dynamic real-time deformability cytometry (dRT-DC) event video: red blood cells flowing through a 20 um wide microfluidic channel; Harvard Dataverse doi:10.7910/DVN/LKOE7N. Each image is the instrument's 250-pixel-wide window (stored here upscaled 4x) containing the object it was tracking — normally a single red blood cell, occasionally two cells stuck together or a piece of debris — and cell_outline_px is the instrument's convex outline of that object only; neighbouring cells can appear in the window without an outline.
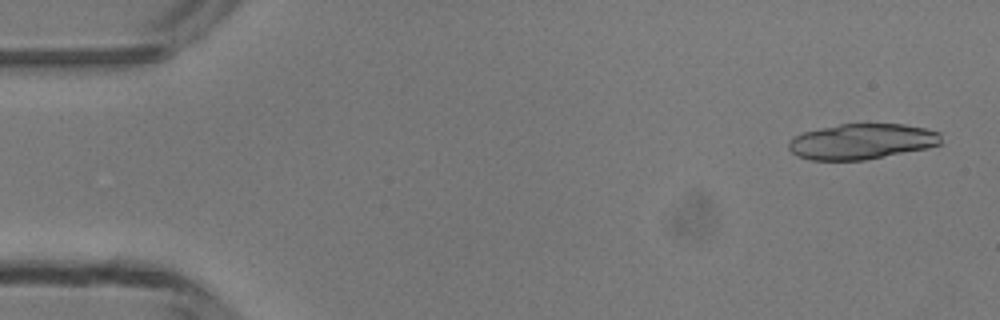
{"species": "common noctule bat (a hibernating species)", "species_latin": "Nyctalus noctula", "temperature_condition": "room temperature", "stored_images_in_passage": 3, "camera_frame_rate_fps": 3000, "um_per_image_px": 0.085, "animal": {"sex": "male", "body_mass_g": 13.3}, "frame": {"image": 1, "passage_image": 1, "time_ms": 0.0, "image_size_px": [1000, 320], "cell_outline_px": [[940, 144], [928, 148], [864, 160], [812, 160], [800, 156], [792, 152], [788, 148], [788, 140], [792, 136], [804, 132], [820, 128], [840, 124], [904, 124], [924, 128], [940, 132]], "centroid_in_image_um": [73.23, 12.02], "position_along_channel_um": 11.8, "area_um2": 31.5}}